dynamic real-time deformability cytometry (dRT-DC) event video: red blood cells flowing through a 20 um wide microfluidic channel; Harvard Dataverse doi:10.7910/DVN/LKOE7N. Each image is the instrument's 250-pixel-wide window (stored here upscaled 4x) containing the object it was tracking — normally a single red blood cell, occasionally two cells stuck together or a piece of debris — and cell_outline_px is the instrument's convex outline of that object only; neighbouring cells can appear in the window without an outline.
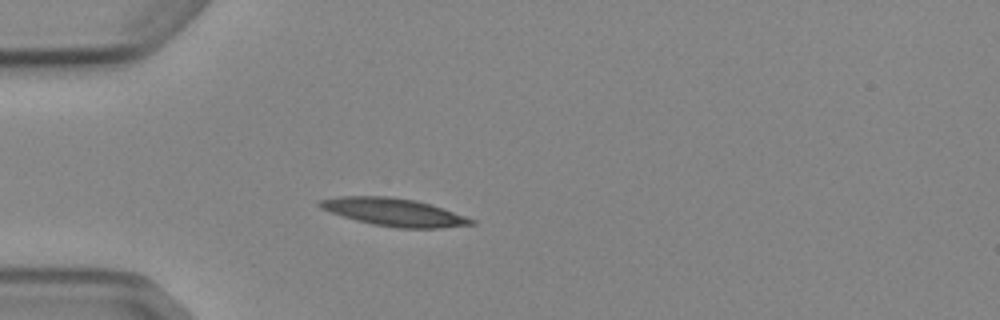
{"species": "Egyptian fruit bat (a non-hibernating species)", "species_latin": "Rousettus aegyptiacus", "temperature_condition": "cold", "stored_images_in_passage": 5, "camera_frame_rate_fps": 3000, "um_per_image_px": 0.085, "animal": {"sex": "female"}, "frame": {"image": 1, "passage_image": 4, "time_ms": 4.667, "image_size_px": [1000, 320], "cell_outline_px": [[476, 224], [440, 228], [396, 228], [372, 224], [356, 220], [320, 208], [316, 204], [320, 200], [340, 196], [388, 196], [416, 200], [476, 220]], "centroid_in_image_um": [33.47, 18.03], "position_along_channel_um": 51.5, "area_um2": 24.22}}